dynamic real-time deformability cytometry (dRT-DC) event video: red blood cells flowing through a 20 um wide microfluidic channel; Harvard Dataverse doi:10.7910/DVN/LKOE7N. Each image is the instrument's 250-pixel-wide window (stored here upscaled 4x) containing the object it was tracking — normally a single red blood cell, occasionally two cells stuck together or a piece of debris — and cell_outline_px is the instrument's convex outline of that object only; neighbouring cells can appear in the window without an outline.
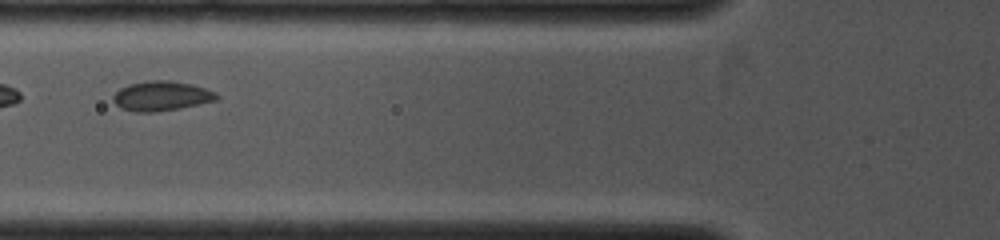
{"species": "common noctule bat (a hibernating species)", "species_latin": "Nyctalus noctula", "temperature_condition": "cold", "stored_images_in_passage": 10, "camera_frame_rate_fps": 4000, "um_per_image_px": 0.085, "animal": {"sex": "female", "body_mass_g": 19.0, "forearm_length_mm": 53.3}, "frame": {"image": 1, "passage_image": 4, "time_ms": 1.0, "image_size_px": [1000, 240], "cell_outline_px": [[220, 96], [216, 100], [200, 104], [180, 108], [156, 112], [136, 112], [120, 108], [112, 100], [112, 96], [120, 88], [128, 84], [152, 80], [168, 80], [192, 84], [216, 92]], "centroid_in_image_um": [13.71, 8.16], "position_along_channel_um": 112.1, "area_um2": 17.98}}
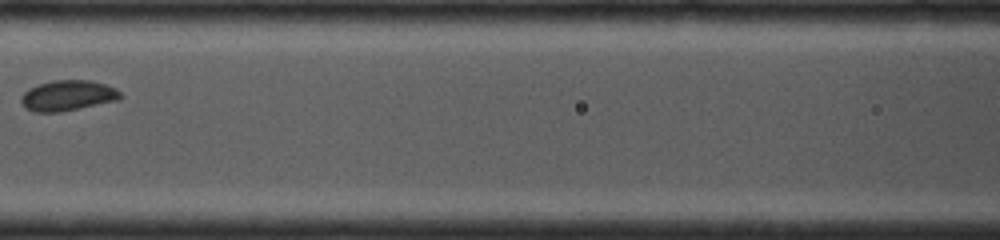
{"frame": {"image": 2, "passage_image": 7, "time_ms": 2.0, "image_size_px": [1000, 240], "cell_outline_px": [[120, 100], [60, 112], [36, 112], [28, 108], [20, 100], [24, 92], [40, 84], [52, 80], [92, 80], [104, 84], [120, 92]], "centroid_in_image_um": [5.78, 8.12], "position_along_channel_um": 160.8, "area_um2": 17.28}}